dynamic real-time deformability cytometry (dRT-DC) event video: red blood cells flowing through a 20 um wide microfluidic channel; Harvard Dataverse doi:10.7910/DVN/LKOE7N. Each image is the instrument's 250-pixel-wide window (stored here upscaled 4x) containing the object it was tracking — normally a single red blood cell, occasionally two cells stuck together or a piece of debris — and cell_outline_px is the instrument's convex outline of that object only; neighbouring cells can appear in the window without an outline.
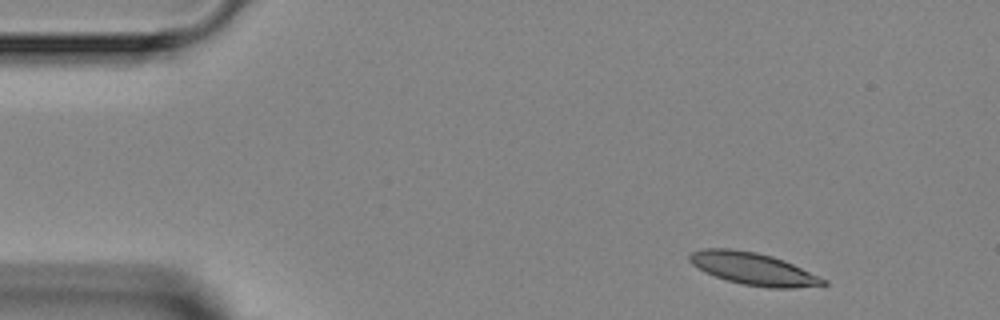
{"species": "Egyptian fruit bat (a non-hibernating species)", "species_latin": "Rousettus aegyptiacus", "temperature_condition": "room temperature", "stored_images_in_passage": 4, "camera_frame_rate_fps": 3000, "um_per_image_px": 0.085, "animal": {"sex": "female"}, "frame": {"image": 1, "passage_image": 1, "time_ms": 0.0, "image_size_px": [1000, 320], "cell_outline_px": [[828, 284], [792, 288], [768, 288], [744, 284], [728, 280], [704, 272], [692, 264], [688, 260], [688, 256], [692, 252], [704, 248], [732, 248], [756, 252], [772, 256], [784, 260], [820, 276], [828, 280]], "centroid_in_image_um": [64.03, 22.83], "position_along_channel_um": 21.0, "area_um2": 25.14}}
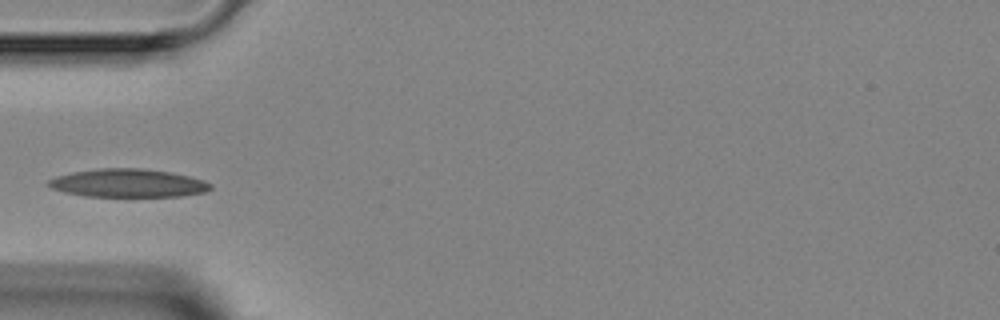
{"frame": {"image": 2, "passage_image": 4, "time_ms": 3.333, "image_size_px": [1000, 320], "cell_outline_px": [[212, 188], [204, 192], [180, 196], [84, 196], [64, 192], [52, 188], [44, 184], [48, 180], [56, 176], [72, 172], [100, 168], [140, 168], [168, 172], [188, 176], [204, 180], [212, 184]], "centroid_in_image_um": [10.84, 15.56], "position_along_channel_um": 74.2, "area_um2": 26.59}}